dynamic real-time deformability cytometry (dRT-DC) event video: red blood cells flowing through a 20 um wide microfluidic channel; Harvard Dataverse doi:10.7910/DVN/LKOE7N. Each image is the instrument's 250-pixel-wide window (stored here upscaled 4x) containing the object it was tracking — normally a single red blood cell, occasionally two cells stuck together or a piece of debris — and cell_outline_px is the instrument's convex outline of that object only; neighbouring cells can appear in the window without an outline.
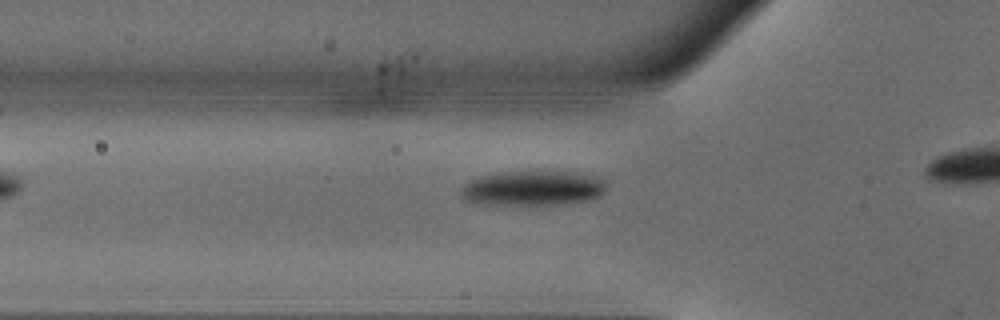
{"species": "common noctule bat (a hibernating species)", "species_latin": "Nyctalus noctula", "temperature_condition": "warm", "stored_images_in_passage": 36, "camera_frame_rate_fps": 3000, "um_per_image_px": 0.085, "animal": {"sex": "male", "body_mass_g": 18.8}, "frame": {"image": 1, "passage_image": 3, "time_ms": 0.667, "image_size_px": [1000, 320], "cell_outline_px": [[604, 192], [600, 196], [584, 200], [564, 204], [488, 204], [464, 200], [460, 196], [460, 188], [468, 180], [480, 176], [500, 172], [576, 172], [600, 176], [604, 180]], "centroid_in_image_um": [45.26, 15.98], "position_along_channel_um": 80.5, "area_um2": 29.48}}
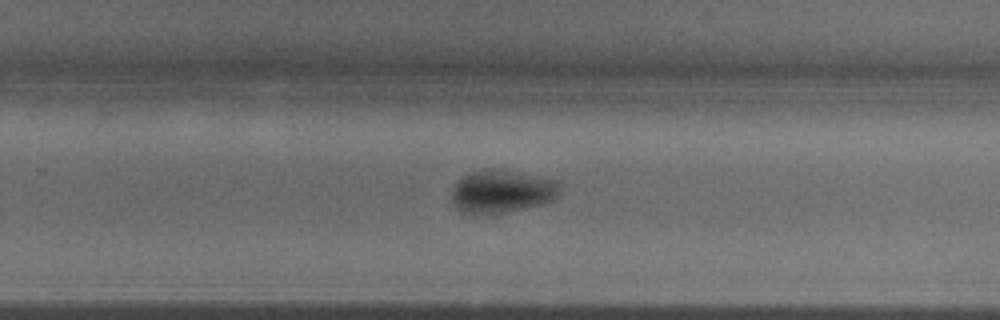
{"frame": {"image": 2, "passage_image": 18, "time_ms": 5.667, "image_size_px": [1000, 320], "cell_outline_px": [[560, 184], [556, 196], [552, 200], [540, 204], [500, 212], [472, 216], [460, 212], [456, 208], [452, 200], [452, 188], [456, 180], [472, 172], [492, 168], [560, 180]], "centroid_in_image_um": [42.59, 16.28], "position_along_channel_um": 287.2, "area_um2": 26.93}}
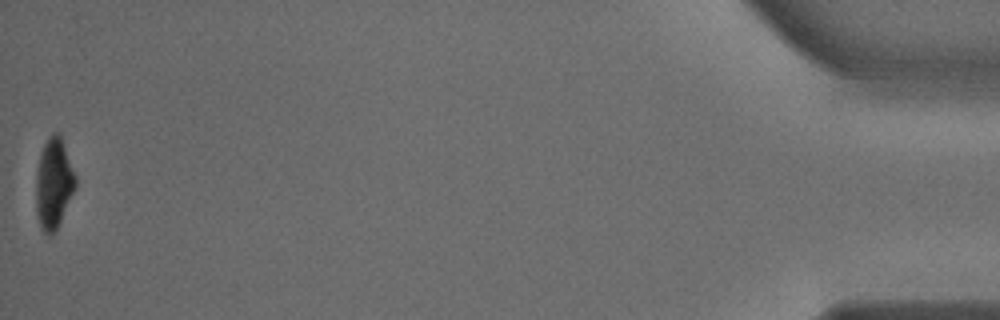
{"frame": {"image": 3, "passage_image": 36, "time_ms": 11.667, "image_size_px": [1000, 320], "cell_outline_px": [[76, 184], [60, 220], [52, 236], [48, 236], [40, 228], [36, 216], [36, 172], [40, 152], [48, 136], [52, 132], [60, 132], [76, 176]], "centroid_in_image_um": [4.54, 15.55], "position_along_channel_um": 430.7, "area_um2": 20.87}, "authors_computed_cell_mechanics": {"area_um2": 26.7036, "velocity_mm_per_s": 3.994, "shape_relaxation_time_tau1_ms": 3.3225, "shape_relaxation_time_tau2_ms": null, "deformation_change_tau1": 0.166, "deformation_change_tau2": null}}